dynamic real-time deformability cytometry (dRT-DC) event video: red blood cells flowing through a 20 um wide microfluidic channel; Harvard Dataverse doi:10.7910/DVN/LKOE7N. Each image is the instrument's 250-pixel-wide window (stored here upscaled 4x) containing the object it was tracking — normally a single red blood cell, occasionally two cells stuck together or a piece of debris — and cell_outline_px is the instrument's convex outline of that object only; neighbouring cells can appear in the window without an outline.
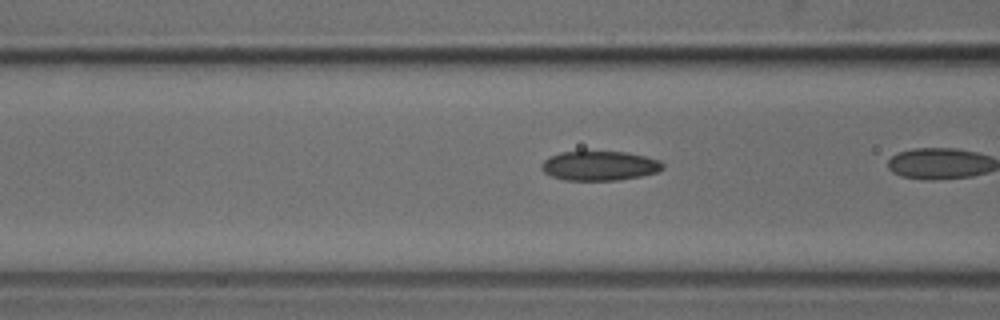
{"species": "common noctule bat (a hibernating species)", "species_latin": "Nyctalus noctula", "temperature_condition": "cold", "stored_images_in_passage": 20, "camera_frame_rate_fps": 3000, "um_per_image_px": 0.085, "animal": {"sex": "male", "body_mass_g": 18.8}, "frame": {"image": 1, "passage_image": 17, "time_ms": 5.333, "image_size_px": [1000, 320], "cell_outline_px": [[664, 168], [656, 172], [640, 176], [616, 180], [564, 180], [552, 176], [544, 172], [540, 168], [540, 164], [548, 156], [560, 152], [624, 152], [644, 156], [660, 160], [664, 164]], "centroid_in_image_um": [50.93, 14.09], "position_along_channel_um": 115.7, "area_um2": 20.75}}